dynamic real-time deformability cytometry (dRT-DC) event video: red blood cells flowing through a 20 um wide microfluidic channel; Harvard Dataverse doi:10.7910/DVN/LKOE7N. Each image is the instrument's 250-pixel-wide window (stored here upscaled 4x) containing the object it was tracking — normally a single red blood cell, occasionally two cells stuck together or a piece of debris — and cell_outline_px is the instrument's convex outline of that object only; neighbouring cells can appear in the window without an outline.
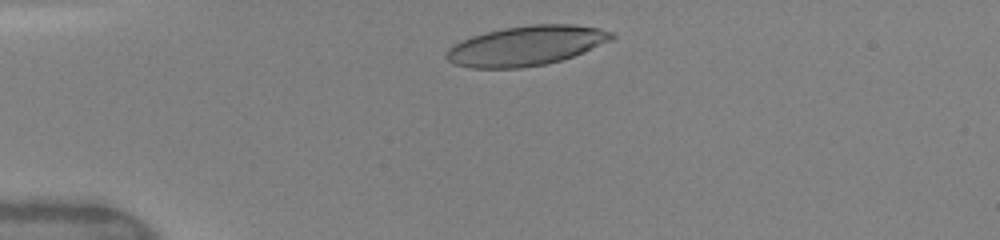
{"species": "human", "species_latin": "Homo sapiens", "temperature_condition": "warm", "stored_images_in_passage": 6, "camera_frame_rate_fps": 3000, "um_per_image_px": 0.085, "donor": {"sex": "female"}, "frame": {"image": 1, "passage_image": 1, "time_ms": 0.0, "image_size_px": [1000, 240], "cell_outline_px": [[616, 36], [612, 40], [572, 56], [560, 60], [544, 64], [520, 68], [472, 68], [452, 64], [444, 56], [448, 48], [460, 40], [472, 36], [504, 28], [532, 24], [572, 24], [600, 28], [612, 32]], "centroid_in_image_um": [44.7, 3.88], "position_along_channel_um": 40.3, "area_um2": 38.15}}
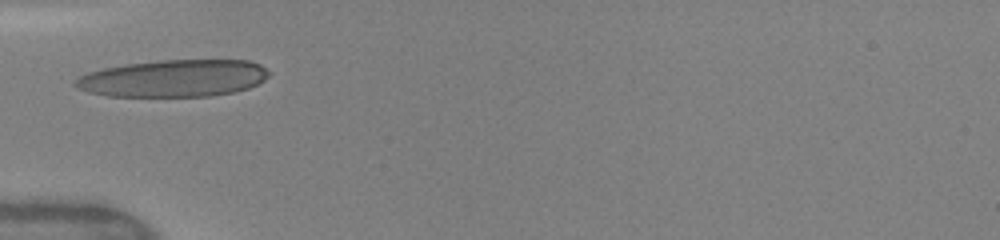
{"frame": {"image": 2, "passage_image": 3, "time_ms": 1.667, "image_size_px": [1000, 240], "cell_outline_px": [[268, 76], [264, 80], [248, 88], [236, 92], [212, 96], [108, 96], [88, 92], [76, 88], [72, 84], [80, 76], [88, 72], [104, 68], [128, 64], [160, 60], [248, 60], [260, 64], [268, 72]], "centroid_in_image_um": [14.75, 6.66], "position_along_channel_um": 70.3, "area_um2": 41.85}}